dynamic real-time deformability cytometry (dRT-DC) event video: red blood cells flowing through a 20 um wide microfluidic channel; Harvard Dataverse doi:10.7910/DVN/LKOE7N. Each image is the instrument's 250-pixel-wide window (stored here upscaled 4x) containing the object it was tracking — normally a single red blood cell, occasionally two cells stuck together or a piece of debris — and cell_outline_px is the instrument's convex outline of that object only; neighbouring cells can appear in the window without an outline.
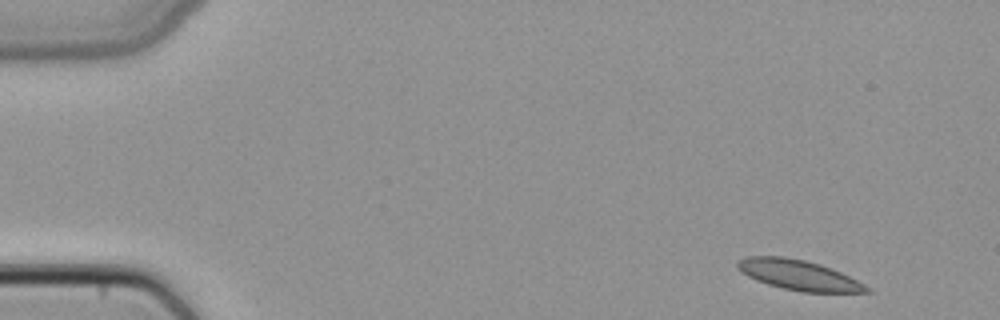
{"species": "common noctule bat (a hibernating species)", "species_latin": "Nyctalus noctula", "temperature_condition": "cold", "stored_images_in_passage": 4, "camera_frame_rate_fps": 3000, "um_per_image_px": 0.085, "animal": {"sex": "female", "body_mass_g": 22.7, "forearm_length_mm": 54.2}, "frame": {"image": 1, "passage_image": 1, "time_ms": 0.0, "image_size_px": [1000, 320], "cell_outline_px": [[872, 292], [800, 292], [768, 284], [756, 280], [740, 272], [736, 268], [736, 264], [744, 256], [784, 256], [804, 260], [820, 264], [840, 272], [872, 288]], "centroid_in_image_um": [67.86, 23.37], "position_along_channel_um": 17.1, "area_um2": 22.6}}
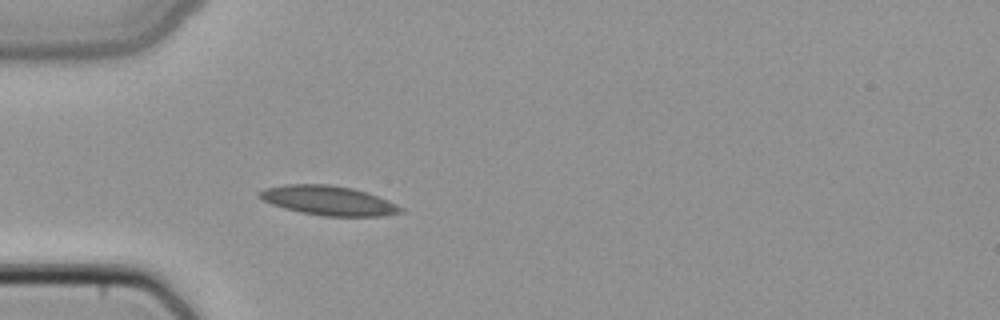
{"frame": {"image": 2, "passage_image": 4, "time_ms": 1.0, "image_size_px": [1000, 320], "cell_outline_px": [[404, 212], [380, 216], [324, 216], [300, 212], [284, 208], [272, 204], [264, 200], [256, 192], [264, 188], [284, 184], [332, 184], [352, 188], [368, 192], [388, 200], [404, 208]], "centroid_in_image_um": [27.93, 17.03], "position_along_channel_um": 57.1, "area_um2": 24.33}}